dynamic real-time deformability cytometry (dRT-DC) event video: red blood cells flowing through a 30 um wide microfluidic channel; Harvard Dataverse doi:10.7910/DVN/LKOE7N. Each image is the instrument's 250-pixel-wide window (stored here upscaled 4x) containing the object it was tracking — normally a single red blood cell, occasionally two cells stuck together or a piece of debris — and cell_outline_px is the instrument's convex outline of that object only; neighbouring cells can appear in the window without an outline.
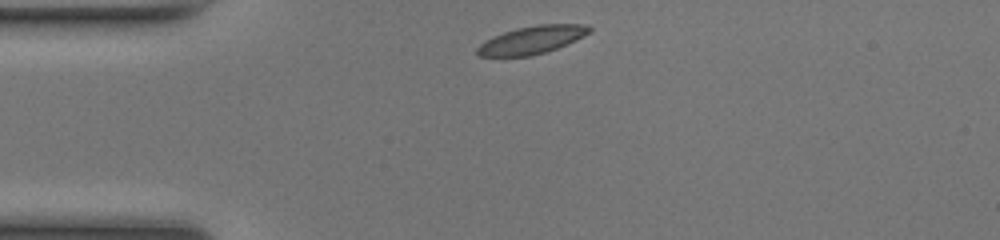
{"species": "common noctule bat (a hibernating species)", "species_latin": "Nyctalus noctula", "temperature_condition": "room temperature", "stored_images_in_passage": 33, "camera_frame_rate_fps": 3000, "um_per_image_px": 0.085, "animal": {"sex": "female", "body_mass_g": 17.0, "forearm_length_mm": 48.0}, "frame": {"image": 1, "passage_image": 1, "time_ms": 0.0, "image_size_px": [1000, 240], "cell_outline_px": [[592, 32], [576, 40], [556, 48], [544, 52], [528, 56], [480, 56], [476, 52], [476, 48], [484, 40], [504, 32], [516, 28], [536, 24], [588, 24], [592, 28]], "centroid_in_image_um": [45.23, 3.37], "position_along_channel_um": 39.8, "area_um2": 18.21}}
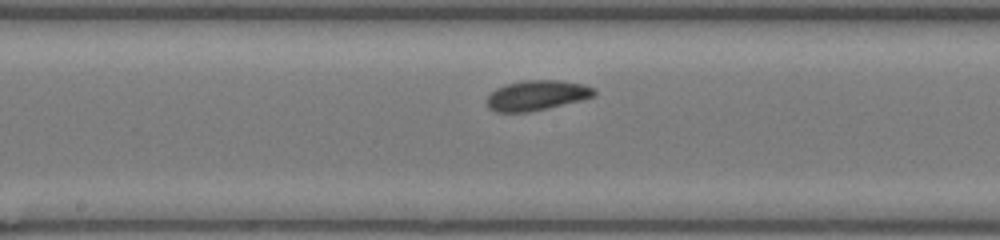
{"frame": {"image": 2, "passage_image": 15, "time_ms": 4.667, "image_size_px": [1000, 240], "cell_outline_px": [[596, 92], [592, 96], [580, 100], [528, 112], [496, 112], [488, 108], [488, 96], [496, 88], [504, 84], [524, 80], [560, 80], [584, 84], [592, 88]], "centroid_in_image_um": [45.59, 8.09], "position_along_channel_um": 202.6, "area_um2": 18.55}}
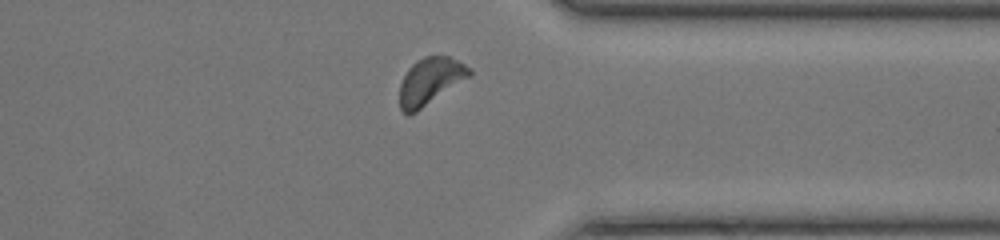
{"frame": {"image": 3, "passage_image": 28, "time_ms": 9.0, "image_size_px": [1000, 240], "cell_outline_px": [[472, 76], [416, 112], [408, 116], [400, 108], [400, 84], [408, 68], [416, 60], [424, 56], [448, 56], [472, 68]], "centroid_in_image_um": [36.59, 6.9], "position_along_channel_um": 374.8, "area_um2": 19.19}, "authors_computed_cell_mechanics": {"area_um2": 18.4382, "velocity_mm_per_s": 4.102, "shape_relaxation_time_tau1_ms": 1.622, "shape_relaxation_time_tau2_ms": 2.5012, "deformation_change_tau1": 0.0593, "deformation_change_tau2": 0.0643}}